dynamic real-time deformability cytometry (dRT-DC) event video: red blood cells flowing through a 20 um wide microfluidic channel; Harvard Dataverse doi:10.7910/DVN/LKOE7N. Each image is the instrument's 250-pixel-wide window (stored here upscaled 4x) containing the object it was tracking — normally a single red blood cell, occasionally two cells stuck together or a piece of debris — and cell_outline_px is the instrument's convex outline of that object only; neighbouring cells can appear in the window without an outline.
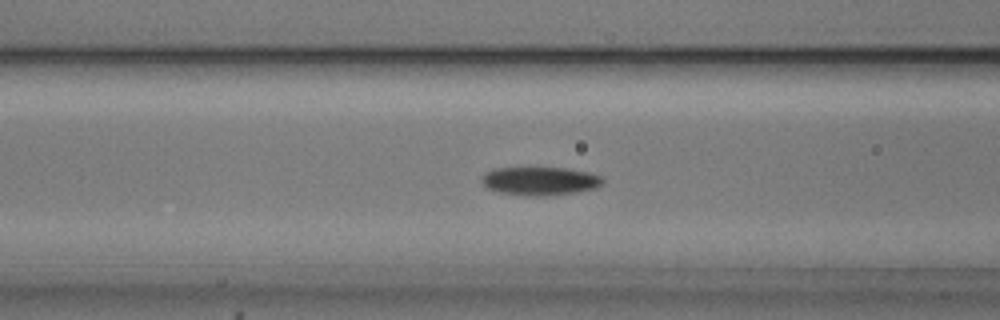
{"species": "common noctule bat (a hibernating species)", "species_latin": "Nyctalus noctula", "temperature_condition": "cold", "stored_images_in_passage": 42, "camera_frame_rate_fps": 3000, "um_per_image_px": 0.085, "animal": {"sex": "male", "body_mass_g": 20.5, "forearm_length_mm": 52.5}, "frame": {"image": 1, "passage_image": 17, "time_ms": 5.333, "image_size_px": [1000, 320], "cell_outline_px": [[604, 184], [596, 188], [576, 192], [544, 196], [528, 196], [500, 192], [488, 188], [480, 180], [484, 172], [492, 168], [564, 168], [588, 172], [604, 176]], "centroid_in_image_um": [45.92, 15.38], "position_along_channel_um": 120.7, "area_um2": 20.17}}
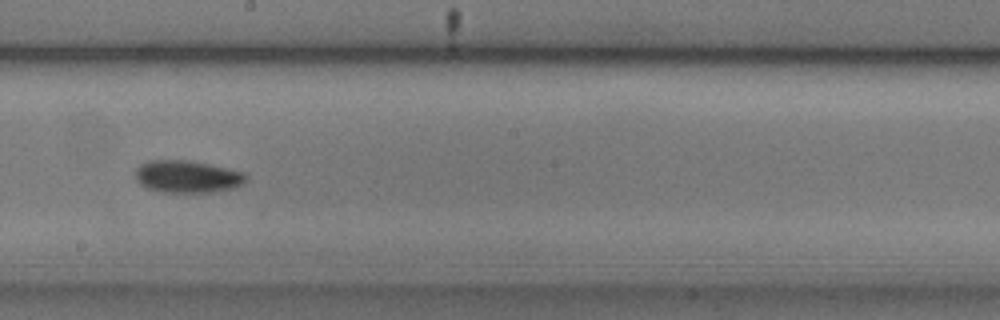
{"frame": {"image": 2, "passage_image": 26, "time_ms": 8.333, "image_size_px": [1000, 320], "cell_outline_px": [[248, 180], [244, 184], [236, 188], [212, 192], [164, 192], [148, 188], [140, 184], [136, 180], [136, 168], [140, 164], [152, 160], [188, 160], [228, 168], [244, 172], [248, 176]], "centroid_in_image_um": [15.97, 15.01], "position_along_channel_um": 232.2, "area_um2": 20.98}}
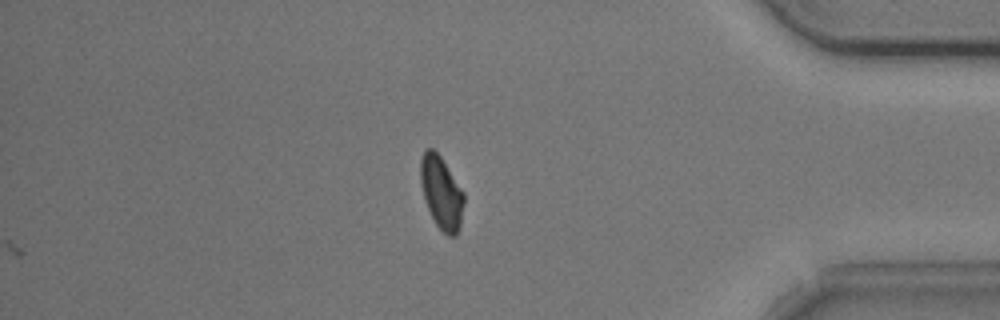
{"frame": {"image": 3, "passage_image": 42, "time_ms": 13.667, "image_size_px": [1000, 320], "cell_outline_px": [[464, 204], [460, 224], [456, 236], [448, 236], [436, 224], [428, 208], [424, 196], [420, 180], [420, 160], [424, 152], [428, 148], [432, 148], [440, 156], [464, 192]], "centroid_in_image_um": [37.52, 16.37], "position_along_channel_um": 397.7, "area_um2": 18.09}, "authors_computed_cell_mechanics": {"area_um2": 19.4208, "velocity_mm_per_s": 3.7132, "shape_relaxation_time_tau1_ms": 2.1155, "shape_relaxation_time_tau2_ms": null, "deformation_change_tau1": 0.0849, "deformation_change_tau2": null}}